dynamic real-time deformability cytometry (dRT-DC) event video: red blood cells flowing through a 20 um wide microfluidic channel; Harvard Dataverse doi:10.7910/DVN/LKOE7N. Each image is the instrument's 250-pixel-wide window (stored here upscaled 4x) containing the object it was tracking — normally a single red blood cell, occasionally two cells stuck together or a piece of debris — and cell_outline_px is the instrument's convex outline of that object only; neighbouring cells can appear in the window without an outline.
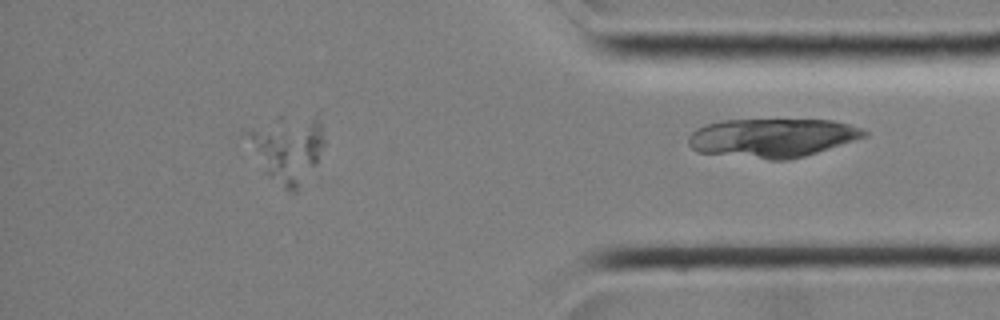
{"species": "common noctule bat (a hibernating species)", "species_latin": "Nyctalus noctula", "temperature_condition": "room temperature", "stored_images_in_passage": 35, "segment_of_instrument_passage": [2, 2], "camera_frame_rate_fps": 3000, "um_per_image_px": 0.085, "animal": {"sex": "female", "body_mass_g": 19.0, "forearm_length_mm": 51.5}, "frame": {"image": 1, "passage_image": 35, "time_ms": 11.333, "image_size_px": [1000, 320], "cell_outline_px": [[868, 136], [804, 156], [788, 160], [768, 160], [696, 152], [688, 144], [688, 136], [696, 128], [704, 124], [720, 120], [832, 120], [848, 124], [860, 128], [868, 132]], "centroid_in_image_um": [65.6, 11.72], "position_along_channel_um": 369.6, "area_um2": 39.94}}